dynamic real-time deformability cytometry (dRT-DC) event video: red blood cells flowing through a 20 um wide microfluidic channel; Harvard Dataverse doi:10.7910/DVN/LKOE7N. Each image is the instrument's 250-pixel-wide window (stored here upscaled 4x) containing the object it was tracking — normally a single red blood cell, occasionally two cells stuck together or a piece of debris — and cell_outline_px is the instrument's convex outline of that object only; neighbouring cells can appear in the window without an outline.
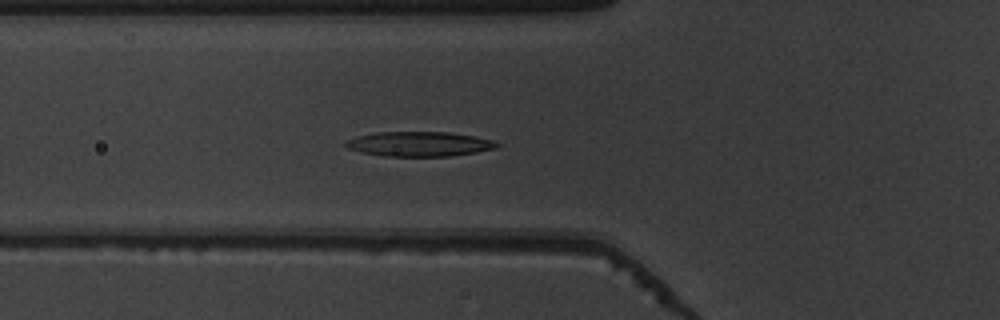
{"species": "common noctule bat (a hibernating species)", "species_latin": "Nyctalus noctula", "temperature_condition": "warm", "stored_images_in_passage": 52, "camera_frame_rate_fps": 3000, "um_per_image_px": 0.085, "animal": {"sex": "male", "body_mass_g": 19.5, "forearm_length_mm": 54.6}, "frame": {"image": 1, "passage_image": 19, "time_ms": 6.0, "image_size_px": [1000, 320], "cell_outline_px": [[500, 144], [496, 148], [476, 152], [452, 156], [388, 156], [360, 152], [348, 148], [344, 144], [344, 140], [376, 132], [448, 132], [476, 136], [492, 140]], "centroid_in_image_um": [35.64, 12.24], "position_along_channel_um": 90.2, "area_um2": 21.73}}
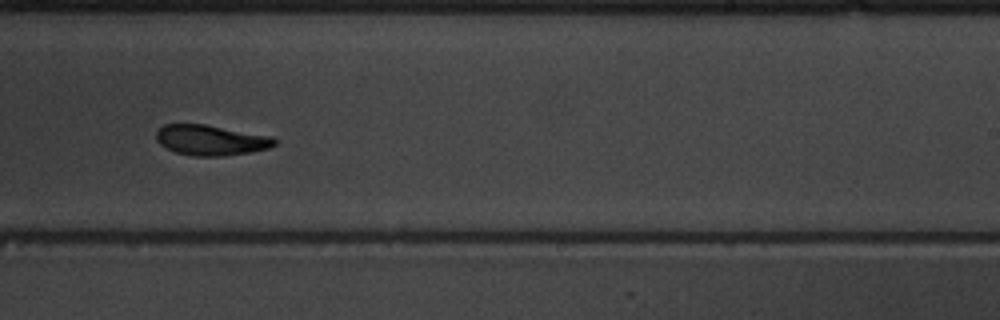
{"frame": {"image": 2, "passage_image": 33, "time_ms": 10.667, "image_size_px": [1000, 320], "cell_outline_px": [[276, 144], [268, 148], [252, 152], [224, 156], [192, 156], [176, 152], [160, 144], [156, 140], [156, 132], [164, 124], [204, 124], [272, 136], [276, 140]], "centroid_in_image_um": [17.93, 11.91], "position_along_channel_um": 271.1, "area_um2": 20.92}}
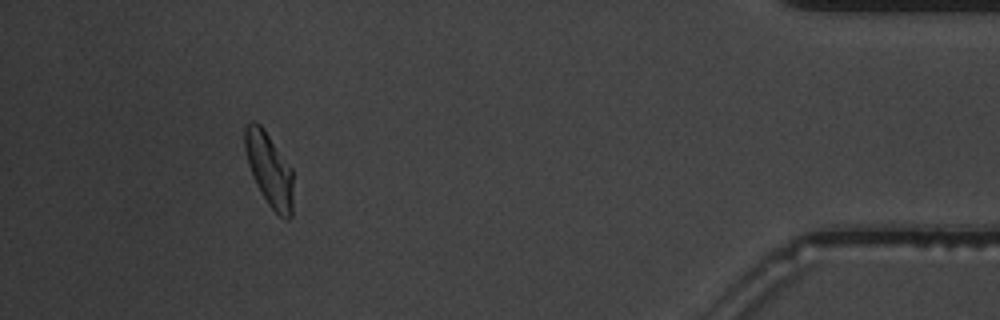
{"frame": {"image": 3, "passage_image": 48, "time_ms": 15.667, "image_size_px": [1000, 320], "cell_outline_px": [[292, 216], [288, 220], [284, 220], [268, 204], [256, 184], [252, 176], [248, 164], [244, 148], [244, 124], [248, 120], [252, 120], [260, 124], [264, 128], [292, 168]], "centroid_in_image_um": [22.86, 14.36], "position_along_channel_um": 412.3, "area_um2": 20.98}, "authors_computed_cell_mechanics": {"area_um2": 21.6172, "velocity_mm_per_s": 3.8811, "shape_relaxation_time_tau1_ms": 3.9056, "shape_relaxation_time_tau2_ms": 6.112, "deformation_change_tau1": 0.1841, "deformation_change_tau2": 0.1051}}